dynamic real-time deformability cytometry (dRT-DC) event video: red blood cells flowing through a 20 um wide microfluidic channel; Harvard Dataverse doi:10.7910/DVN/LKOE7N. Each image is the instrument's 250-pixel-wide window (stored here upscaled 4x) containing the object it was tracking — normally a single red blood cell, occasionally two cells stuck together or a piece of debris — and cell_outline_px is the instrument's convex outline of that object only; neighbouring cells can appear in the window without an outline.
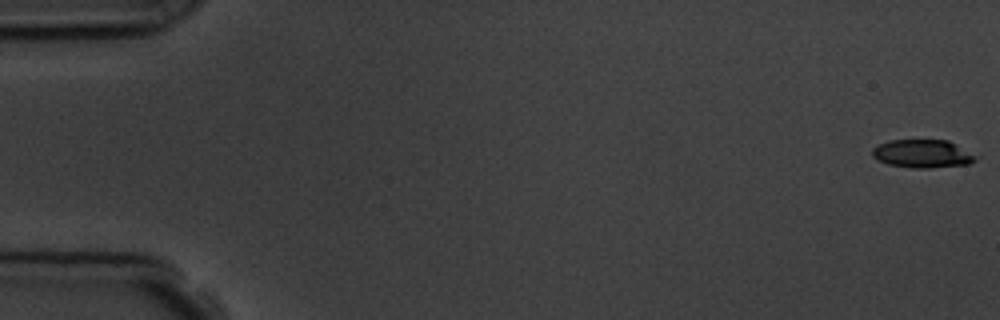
{"species": "common noctule bat (a hibernating species)", "species_latin": "Nyctalus noctula", "temperature_condition": "room temperature", "stored_images_in_passage": 8, "camera_frame_rate_fps": 3000, "um_per_image_px": 0.085, "animal": {"sex": "male", "body_mass_g": 19.5, "forearm_length_mm": 54.6}, "frame": {"image": 1, "passage_image": 1, "time_ms": 0.0, "image_size_px": [1000, 320], "cell_outline_px": [[980, 156], [976, 160], [968, 164], [928, 168], [912, 168], [888, 164], [872, 156], [872, 148], [888, 140], [948, 140]], "centroid_in_image_um": [78.45, 13.06], "position_along_channel_um": 6.5, "area_um2": 17.05}}